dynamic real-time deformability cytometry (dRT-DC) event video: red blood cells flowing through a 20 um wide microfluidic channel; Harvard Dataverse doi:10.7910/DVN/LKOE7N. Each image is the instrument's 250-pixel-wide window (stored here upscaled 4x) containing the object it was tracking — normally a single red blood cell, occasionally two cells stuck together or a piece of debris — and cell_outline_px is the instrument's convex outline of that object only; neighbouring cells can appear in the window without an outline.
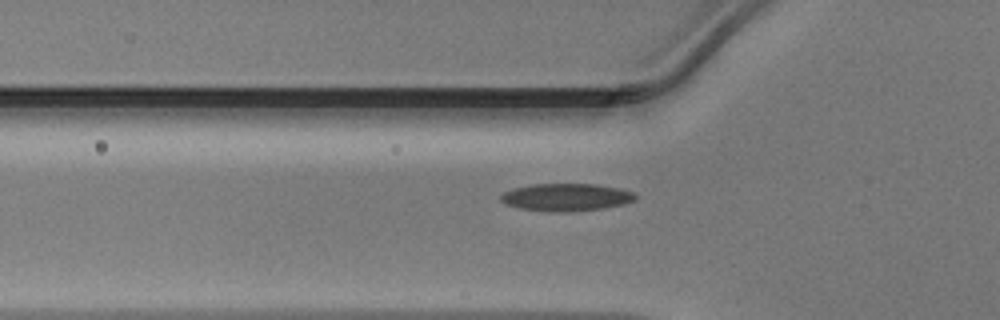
{"species": "Egyptian fruit bat (a non-hibernating species)", "species_latin": "Rousettus aegyptiacus", "temperature_condition": "warm", "stored_images_in_passage": 30, "camera_frame_rate_fps": 3000, "um_per_image_px": 0.085, "animal": {"sex": "male"}, "frame": {"image": 1, "passage_image": 2, "time_ms": 0.333, "image_size_px": [1000, 320], "cell_outline_px": [[636, 200], [624, 204], [604, 208], [572, 212], [548, 212], [520, 208], [504, 204], [500, 200], [500, 196], [504, 192], [512, 188], [532, 184], [596, 184], [620, 188], [632, 192], [636, 196]], "centroid_in_image_um": [48.11, 16.77], "position_along_channel_um": 77.7, "area_um2": 21.85}}
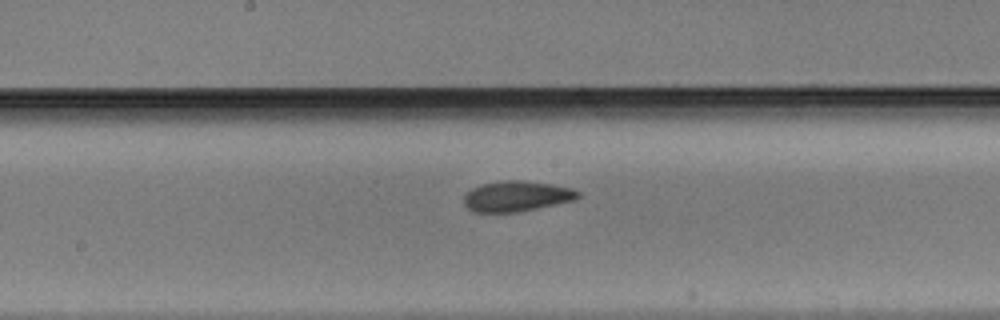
{"frame": {"image": 2, "passage_image": 11, "time_ms": 3.333, "image_size_px": [1000, 320], "cell_outline_px": [[580, 196], [576, 200], [516, 212], [472, 212], [464, 204], [464, 196], [472, 188], [480, 184], [504, 180], [524, 180], [552, 184], [572, 188], [580, 192]], "centroid_in_image_um": [43.92, 16.67], "position_along_channel_um": 204.3, "area_um2": 20.35}}
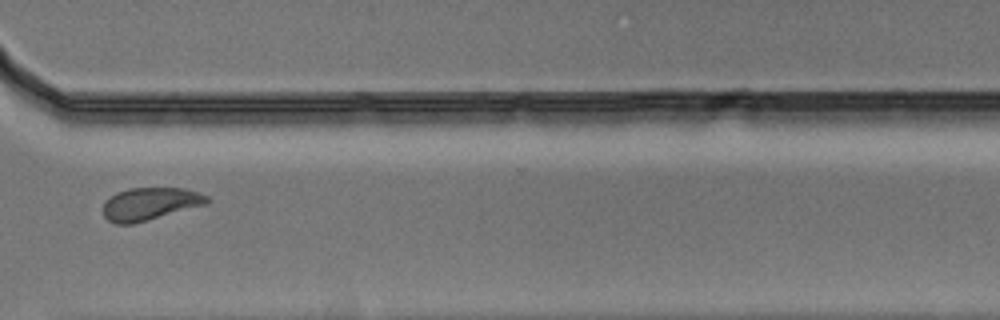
{"frame": {"image": 3, "passage_image": 22, "time_ms": 7.0, "image_size_px": [1000, 320], "cell_outline_px": [[212, 200], [208, 204], [132, 224], [116, 224], [108, 220], [104, 216], [104, 204], [116, 192], [128, 188], [184, 188], [200, 192], [208, 196]], "centroid_in_image_um": [12.81, 17.32], "position_along_channel_um": 357.8, "area_um2": 19.77}}